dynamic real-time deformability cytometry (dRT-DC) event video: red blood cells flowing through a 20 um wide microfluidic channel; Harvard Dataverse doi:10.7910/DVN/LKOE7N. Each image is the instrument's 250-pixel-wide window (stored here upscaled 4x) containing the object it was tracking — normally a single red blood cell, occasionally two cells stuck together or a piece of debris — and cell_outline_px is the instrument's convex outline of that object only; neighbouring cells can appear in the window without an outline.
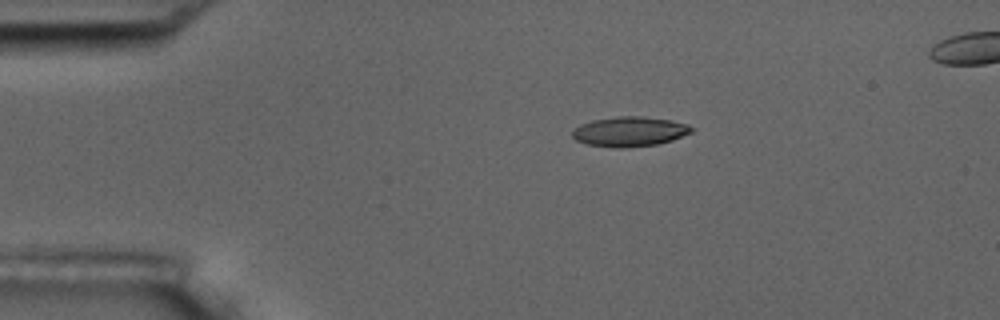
{"species": "common noctule bat (a hibernating species)", "species_latin": "Nyctalus noctula", "temperature_condition": "room temperature", "stored_images_in_passage": 3, "camera_frame_rate_fps": 3000, "um_per_image_px": 0.085, "animal": {"sex": "male", "body_mass_g": 17.5, "forearm_length_mm": 52.3}, "frame": {"image": 1, "passage_image": 1, "time_ms": 0.0, "image_size_px": [1000, 320], "cell_outline_px": [[696, 128], [692, 132], [672, 140], [660, 144], [628, 148], [620, 148], [588, 144], [576, 140], [572, 136], [572, 132], [580, 124], [592, 120], [616, 116], [644, 116], [668, 120], [688, 124]], "centroid_in_image_um": [53.55, 11.18], "position_along_channel_um": 31.5, "area_um2": 20.81}}